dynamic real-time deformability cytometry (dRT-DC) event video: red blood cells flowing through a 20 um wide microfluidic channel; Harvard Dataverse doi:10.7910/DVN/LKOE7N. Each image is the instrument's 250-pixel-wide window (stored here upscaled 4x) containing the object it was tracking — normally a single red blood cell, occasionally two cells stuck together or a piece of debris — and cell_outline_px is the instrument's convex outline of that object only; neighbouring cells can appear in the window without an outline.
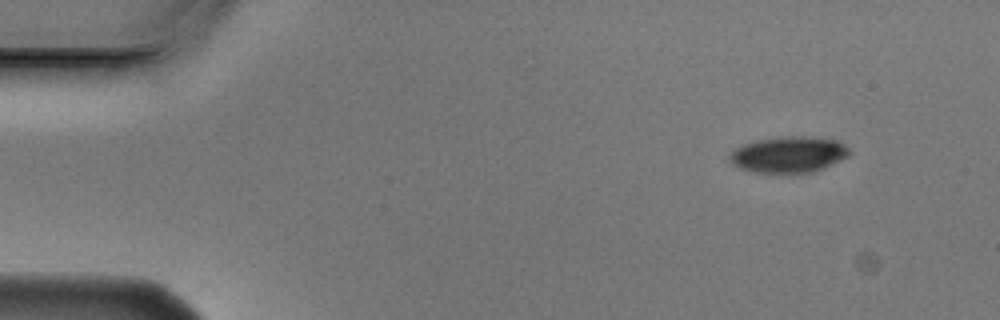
{"species": "Egyptian fruit bat (a non-hibernating species)", "species_latin": "Rousettus aegyptiacus", "temperature_condition": "cold", "stored_images_in_passage": 4, "camera_frame_rate_fps": 3000, "um_per_image_px": 0.085, "animal": {"sex": "male"}, "frame": {"image": 1, "passage_image": 1, "time_ms": 0.0, "image_size_px": [1000, 320], "cell_outline_px": [[852, 152], [848, 156], [824, 168], [812, 172], [788, 176], [756, 172], [740, 168], [732, 164], [728, 160], [728, 156], [736, 148], [744, 144], [756, 140], [780, 136], [816, 136], [836, 140], [844, 144]], "centroid_in_image_um": [67.04, 13.16], "position_along_channel_um": 18.0, "area_um2": 26.07}}
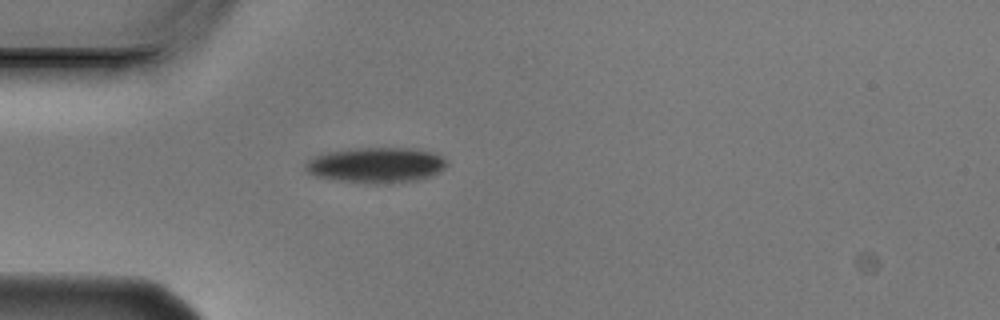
{"frame": {"image": 2, "passage_image": 4, "time_ms": 1.0, "image_size_px": [1000, 320], "cell_outline_px": [[448, 164], [440, 172], [432, 176], [416, 180], [376, 184], [372, 184], [332, 180], [316, 176], [308, 172], [304, 168], [304, 164], [308, 160], [316, 156], [332, 152], [364, 148], [408, 148], [432, 152], [444, 156], [448, 160]], "centroid_in_image_um": [32.02, 14.05], "position_along_channel_um": 53.0, "area_um2": 29.13}}